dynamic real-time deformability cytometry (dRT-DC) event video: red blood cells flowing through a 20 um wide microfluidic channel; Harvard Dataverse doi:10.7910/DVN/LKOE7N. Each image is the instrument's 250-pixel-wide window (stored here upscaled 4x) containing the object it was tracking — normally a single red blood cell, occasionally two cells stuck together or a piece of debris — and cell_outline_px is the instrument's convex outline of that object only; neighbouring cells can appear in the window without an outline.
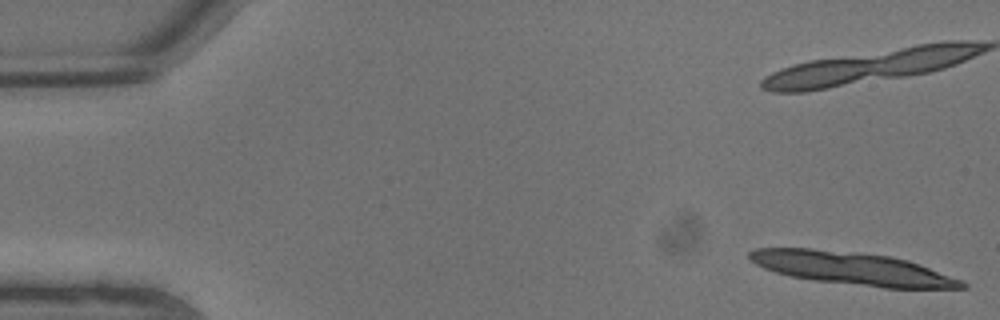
{"species": "common noctule bat (a hibernating species)", "species_latin": "Nyctalus noctula", "temperature_condition": "warm", "stored_images_in_passage": 11, "segment_of_instrument_passage": [1, 2], "camera_frame_rate_fps": 3000, "um_per_image_px": 0.085, "animal": {"sex": "male", "body_mass_g": 13.3}, "frame": {"image": 1, "passage_image": 1, "time_ms": 0.0, "image_size_px": [1000, 320], "cell_outline_px": [[968, 288], [884, 288], [816, 280], [792, 276], [776, 272], [764, 268], [756, 264], [748, 256], [748, 252], [752, 248], [812, 248], [892, 256], [908, 260], [920, 264], [964, 280], [968, 284]], "centroid_in_image_um": [72.5, 22.81], "position_along_channel_um": 12.5, "area_um2": 40.46}}